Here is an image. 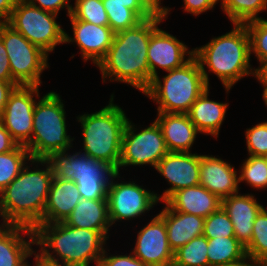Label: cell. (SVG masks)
<instances>
[{"label":"cell","instance_id":"cell-30","mask_svg":"<svg viewBox=\"0 0 267 266\" xmlns=\"http://www.w3.org/2000/svg\"><path fill=\"white\" fill-rule=\"evenodd\" d=\"M243 159L238 170L239 186H247L258 190H267V159L263 156H251Z\"/></svg>","mask_w":267,"mask_h":266},{"label":"cell","instance_id":"cell-51","mask_svg":"<svg viewBox=\"0 0 267 266\" xmlns=\"http://www.w3.org/2000/svg\"><path fill=\"white\" fill-rule=\"evenodd\" d=\"M262 89H263V92L261 95H262V99L264 101V105L267 109V87H263Z\"/></svg>","mask_w":267,"mask_h":266},{"label":"cell","instance_id":"cell-12","mask_svg":"<svg viewBox=\"0 0 267 266\" xmlns=\"http://www.w3.org/2000/svg\"><path fill=\"white\" fill-rule=\"evenodd\" d=\"M38 86H17L10 94L0 119L11 137L26 145L32 136L34 107L40 95Z\"/></svg>","mask_w":267,"mask_h":266},{"label":"cell","instance_id":"cell-20","mask_svg":"<svg viewBox=\"0 0 267 266\" xmlns=\"http://www.w3.org/2000/svg\"><path fill=\"white\" fill-rule=\"evenodd\" d=\"M255 195L239 191L222 199V208L233 224L235 237L245 247L251 241L254 221L264 208Z\"/></svg>","mask_w":267,"mask_h":266},{"label":"cell","instance_id":"cell-21","mask_svg":"<svg viewBox=\"0 0 267 266\" xmlns=\"http://www.w3.org/2000/svg\"><path fill=\"white\" fill-rule=\"evenodd\" d=\"M155 120L162 130L169 152H192L194 142L201 133L187 113L157 112Z\"/></svg>","mask_w":267,"mask_h":266},{"label":"cell","instance_id":"cell-43","mask_svg":"<svg viewBox=\"0 0 267 266\" xmlns=\"http://www.w3.org/2000/svg\"><path fill=\"white\" fill-rule=\"evenodd\" d=\"M0 81L14 82L12 80L7 51L5 49V45L1 37H0Z\"/></svg>","mask_w":267,"mask_h":266},{"label":"cell","instance_id":"cell-4","mask_svg":"<svg viewBox=\"0 0 267 266\" xmlns=\"http://www.w3.org/2000/svg\"><path fill=\"white\" fill-rule=\"evenodd\" d=\"M231 26L229 32L217 37L212 36L210 42L193 48L206 85L210 87L209 75L213 73L220 80L227 97L236 83L245 77L254 76V67L250 63L251 48L247 27L245 24Z\"/></svg>","mask_w":267,"mask_h":266},{"label":"cell","instance_id":"cell-19","mask_svg":"<svg viewBox=\"0 0 267 266\" xmlns=\"http://www.w3.org/2000/svg\"><path fill=\"white\" fill-rule=\"evenodd\" d=\"M74 150L57 152L47 159L56 178L76 181L78 178L111 176L113 173L100 160L94 159L76 148Z\"/></svg>","mask_w":267,"mask_h":266},{"label":"cell","instance_id":"cell-17","mask_svg":"<svg viewBox=\"0 0 267 266\" xmlns=\"http://www.w3.org/2000/svg\"><path fill=\"white\" fill-rule=\"evenodd\" d=\"M200 185L221 200L240 191L238 170L219 155L200 153Z\"/></svg>","mask_w":267,"mask_h":266},{"label":"cell","instance_id":"cell-26","mask_svg":"<svg viewBox=\"0 0 267 266\" xmlns=\"http://www.w3.org/2000/svg\"><path fill=\"white\" fill-rule=\"evenodd\" d=\"M80 200L76 181L54 176L44 210V223L64 222Z\"/></svg>","mask_w":267,"mask_h":266},{"label":"cell","instance_id":"cell-50","mask_svg":"<svg viewBox=\"0 0 267 266\" xmlns=\"http://www.w3.org/2000/svg\"><path fill=\"white\" fill-rule=\"evenodd\" d=\"M33 258H34L32 261L33 263H32V265L30 263V266H63V265H56V264L48 263V262L42 260L36 254H34Z\"/></svg>","mask_w":267,"mask_h":266},{"label":"cell","instance_id":"cell-10","mask_svg":"<svg viewBox=\"0 0 267 266\" xmlns=\"http://www.w3.org/2000/svg\"><path fill=\"white\" fill-rule=\"evenodd\" d=\"M121 176L120 173L113 172L107 184L106 196L111 227H115L117 222L124 223L126 220L127 223L140 219L160 203L156 191L148 190L132 178L126 181Z\"/></svg>","mask_w":267,"mask_h":266},{"label":"cell","instance_id":"cell-48","mask_svg":"<svg viewBox=\"0 0 267 266\" xmlns=\"http://www.w3.org/2000/svg\"><path fill=\"white\" fill-rule=\"evenodd\" d=\"M15 2L16 0H0V23L10 18Z\"/></svg>","mask_w":267,"mask_h":266},{"label":"cell","instance_id":"cell-22","mask_svg":"<svg viewBox=\"0 0 267 266\" xmlns=\"http://www.w3.org/2000/svg\"><path fill=\"white\" fill-rule=\"evenodd\" d=\"M210 88L207 87L203 93L191 105L187 115L201 135L218 138L224 123L229 103L218 102L210 99Z\"/></svg>","mask_w":267,"mask_h":266},{"label":"cell","instance_id":"cell-41","mask_svg":"<svg viewBox=\"0 0 267 266\" xmlns=\"http://www.w3.org/2000/svg\"><path fill=\"white\" fill-rule=\"evenodd\" d=\"M183 12L192 16H199L207 11L214 10L221 0H182Z\"/></svg>","mask_w":267,"mask_h":266},{"label":"cell","instance_id":"cell-23","mask_svg":"<svg viewBox=\"0 0 267 266\" xmlns=\"http://www.w3.org/2000/svg\"><path fill=\"white\" fill-rule=\"evenodd\" d=\"M164 203L174 211L204 219L222 206V200L200 184L174 192Z\"/></svg>","mask_w":267,"mask_h":266},{"label":"cell","instance_id":"cell-40","mask_svg":"<svg viewBox=\"0 0 267 266\" xmlns=\"http://www.w3.org/2000/svg\"><path fill=\"white\" fill-rule=\"evenodd\" d=\"M26 3L59 15L61 10H65L67 18L71 14L73 0H24ZM71 3V4H70Z\"/></svg>","mask_w":267,"mask_h":266},{"label":"cell","instance_id":"cell-27","mask_svg":"<svg viewBox=\"0 0 267 266\" xmlns=\"http://www.w3.org/2000/svg\"><path fill=\"white\" fill-rule=\"evenodd\" d=\"M207 239L209 266L227 265L247 256L245 246H243L236 237Z\"/></svg>","mask_w":267,"mask_h":266},{"label":"cell","instance_id":"cell-6","mask_svg":"<svg viewBox=\"0 0 267 266\" xmlns=\"http://www.w3.org/2000/svg\"><path fill=\"white\" fill-rule=\"evenodd\" d=\"M67 116L65 101L57 91L37 99L31 140L25 145L32 158L48 159L52 154L75 148L76 137L68 133Z\"/></svg>","mask_w":267,"mask_h":266},{"label":"cell","instance_id":"cell-28","mask_svg":"<svg viewBox=\"0 0 267 266\" xmlns=\"http://www.w3.org/2000/svg\"><path fill=\"white\" fill-rule=\"evenodd\" d=\"M220 9L231 24H245L263 18L259 14L266 12L267 0H221Z\"/></svg>","mask_w":267,"mask_h":266},{"label":"cell","instance_id":"cell-49","mask_svg":"<svg viewBox=\"0 0 267 266\" xmlns=\"http://www.w3.org/2000/svg\"><path fill=\"white\" fill-rule=\"evenodd\" d=\"M222 266H265V265L259 261L254 260L250 256H246L237 262L230 263L227 265H222Z\"/></svg>","mask_w":267,"mask_h":266},{"label":"cell","instance_id":"cell-1","mask_svg":"<svg viewBox=\"0 0 267 266\" xmlns=\"http://www.w3.org/2000/svg\"><path fill=\"white\" fill-rule=\"evenodd\" d=\"M165 18L154 15L137 26L114 34L106 56L96 66L102 83H124L144 93L151 84L148 45L152 32Z\"/></svg>","mask_w":267,"mask_h":266},{"label":"cell","instance_id":"cell-47","mask_svg":"<svg viewBox=\"0 0 267 266\" xmlns=\"http://www.w3.org/2000/svg\"><path fill=\"white\" fill-rule=\"evenodd\" d=\"M258 67H254V76L262 87H267V60L261 61Z\"/></svg>","mask_w":267,"mask_h":266},{"label":"cell","instance_id":"cell-34","mask_svg":"<svg viewBox=\"0 0 267 266\" xmlns=\"http://www.w3.org/2000/svg\"><path fill=\"white\" fill-rule=\"evenodd\" d=\"M103 4L108 16L109 27L114 33L133 28L143 21L134 10L125 7L124 4Z\"/></svg>","mask_w":267,"mask_h":266},{"label":"cell","instance_id":"cell-5","mask_svg":"<svg viewBox=\"0 0 267 266\" xmlns=\"http://www.w3.org/2000/svg\"><path fill=\"white\" fill-rule=\"evenodd\" d=\"M114 95H110L108 104L100 110L76 117L82 131L79 151L100 160L113 172L118 169L123 132L129 120L123 106L114 103Z\"/></svg>","mask_w":267,"mask_h":266},{"label":"cell","instance_id":"cell-16","mask_svg":"<svg viewBox=\"0 0 267 266\" xmlns=\"http://www.w3.org/2000/svg\"><path fill=\"white\" fill-rule=\"evenodd\" d=\"M73 36L65 32V44H75L83 62L91 61L96 67L106 56L112 44L114 32L109 26H98L68 16Z\"/></svg>","mask_w":267,"mask_h":266},{"label":"cell","instance_id":"cell-38","mask_svg":"<svg viewBox=\"0 0 267 266\" xmlns=\"http://www.w3.org/2000/svg\"><path fill=\"white\" fill-rule=\"evenodd\" d=\"M110 176H90L76 179L80 197L83 199L105 198Z\"/></svg>","mask_w":267,"mask_h":266},{"label":"cell","instance_id":"cell-35","mask_svg":"<svg viewBox=\"0 0 267 266\" xmlns=\"http://www.w3.org/2000/svg\"><path fill=\"white\" fill-rule=\"evenodd\" d=\"M250 36L251 56L261 62L267 60V19L260 18L245 23Z\"/></svg>","mask_w":267,"mask_h":266},{"label":"cell","instance_id":"cell-32","mask_svg":"<svg viewBox=\"0 0 267 266\" xmlns=\"http://www.w3.org/2000/svg\"><path fill=\"white\" fill-rule=\"evenodd\" d=\"M247 256L267 266V207L257 215L250 243L245 247Z\"/></svg>","mask_w":267,"mask_h":266},{"label":"cell","instance_id":"cell-8","mask_svg":"<svg viewBox=\"0 0 267 266\" xmlns=\"http://www.w3.org/2000/svg\"><path fill=\"white\" fill-rule=\"evenodd\" d=\"M58 16L24 0H16L6 23L49 56L57 45L65 44L66 30L57 21Z\"/></svg>","mask_w":267,"mask_h":266},{"label":"cell","instance_id":"cell-11","mask_svg":"<svg viewBox=\"0 0 267 266\" xmlns=\"http://www.w3.org/2000/svg\"><path fill=\"white\" fill-rule=\"evenodd\" d=\"M135 124L128 120L122 137L121 158L115 172L125 167L151 166L156 168L158 162L169 152L162 130L156 120L146 126Z\"/></svg>","mask_w":267,"mask_h":266},{"label":"cell","instance_id":"cell-29","mask_svg":"<svg viewBox=\"0 0 267 266\" xmlns=\"http://www.w3.org/2000/svg\"><path fill=\"white\" fill-rule=\"evenodd\" d=\"M30 152L24 145L0 154V192L6 188L31 160Z\"/></svg>","mask_w":267,"mask_h":266},{"label":"cell","instance_id":"cell-33","mask_svg":"<svg viewBox=\"0 0 267 266\" xmlns=\"http://www.w3.org/2000/svg\"><path fill=\"white\" fill-rule=\"evenodd\" d=\"M71 15L77 19L98 26H109V20L102 0H73Z\"/></svg>","mask_w":267,"mask_h":266},{"label":"cell","instance_id":"cell-7","mask_svg":"<svg viewBox=\"0 0 267 266\" xmlns=\"http://www.w3.org/2000/svg\"><path fill=\"white\" fill-rule=\"evenodd\" d=\"M207 87L199 62L193 56L182 67L168 71L162 78H153L143 95L158 105L157 112L187 113Z\"/></svg>","mask_w":267,"mask_h":266},{"label":"cell","instance_id":"cell-36","mask_svg":"<svg viewBox=\"0 0 267 266\" xmlns=\"http://www.w3.org/2000/svg\"><path fill=\"white\" fill-rule=\"evenodd\" d=\"M203 236L206 238L235 237L233 224L222 206L205 218Z\"/></svg>","mask_w":267,"mask_h":266},{"label":"cell","instance_id":"cell-3","mask_svg":"<svg viewBox=\"0 0 267 266\" xmlns=\"http://www.w3.org/2000/svg\"><path fill=\"white\" fill-rule=\"evenodd\" d=\"M33 231L35 254L56 265L99 266L109 244L100 231L71 227L64 222L39 224Z\"/></svg>","mask_w":267,"mask_h":266},{"label":"cell","instance_id":"cell-24","mask_svg":"<svg viewBox=\"0 0 267 266\" xmlns=\"http://www.w3.org/2000/svg\"><path fill=\"white\" fill-rule=\"evenodd\" d=\"M158 215L164 220L170 249L175 252L193 238L203 235L205 219L170 209L163 203Z\"/></svg>","mask_w":267,"mask_h":266},{"label":"cell","instance_id":"cell-9","mask_svg":"<svg viewBox=\"0 0 267 266\" xmlns=\"http://www.w3.org/2000/svg\"><path fill=\"white\" fill-rule=\"evenodd\" d=\"M0 37L7 51L12 80L18 86L41 87L42 73L50 67L49 56L6 22L0 23Z\"/></svg>","mask_w":267,"mask_h":266},{"label":"cell","instance_id":"cell-13","mask_svg":"<svg viewBox=\"0 0 267 266\" xmlns=\"http://www.w3.org/2000/svg\"><path fill=\"white\" fill-rule=\"evenodd\" d=\"M199 165L200 154L196 152H168L154 169L170 186L162 194L156 192L160 204L178 190L199 185Z\"/></svg>","mask_w":267,"mask_h":266},{"label":"cell","instance_id":"cell-46","mask_svg":"<svg viewBox=\"0 0 267 266\" xmlns=\"http://www.w3.org/2000/svg\"><path fill=\"white\" fill-rule=\"evenodd\" d=\"M17 86L15 82L0 81V115L6 106L10 94Z\"/></svg>","mask_w":267,"mask_h":266},{"label":"cell","instance_id":"cell-39","mask_svg":"<svg viewBox=\"0 0 267 266\" xmlns=\"http://www.w3.org/2000/svg\"><path fill=\"white\" fill-rule=\"evenodd\" d=\"M109 245L106 246L99 266H149L135 257L133 253L111 254Z\"/></svg>","mask_w":267,"mask_h":266},{"label":"cell","instance_id":"cell-42","mask_svg":"<svg viewBox=\"0 0 267 266\" xmlns=\"http://www.w3.org/2000/svg\"><path fill=\"white\" fill-rule=\"evenodd\" d=\"M103 3L124 4L125 7L134 10L143 20L148 19L154 14L142 3L141 0H102Z\"/></svg>","mask_w":267,"mask_h":266},{"label":"cell","instance_id":"cell-44","mask_svg":"<svg viewBox=\"0 0 267 266\" xmlns=\"http://www.w3.org/2000/svg\"><path fill=\"white\" fill-rule=\"evenodd\" d=\"M19 144L11 137L0 119V154L14 150Z\"/></svg>","mask_w":267,"mask_h":266},{"label":"cell","instance_id":"cell-31","mask_svg":"<svg viewBox=\"0 0 267 266\" xmlns=\"http://www.w3.org/2000/svg\"><path fill=\"white\" fill-rule=\"evenodd\" d=\"M208 239L199 236L174 252L172 266H209L207 249Z\"/></svg>","mask_w":267,"mask_h":266},{"label":"cell","instance_id":"cell-37","mask_svg":"<svg viewBox=\"0 0 267 266\" xmlns=\"http://www.w3.org/2000/svg\"><path fill=\"white\" fill-rule=\"evenodd\" d=\"M244 136L247 155L267 156V120L246 128Z\"/></svg>","mask_w":267,"mask_h":266},{"label":"cell","instance_id":"cell-2","mask_svg":"<svg viewBox=\"0 0 267 266\" xmlns=\"http://www.w3.org/2000/svg\"><path fill=\"white\" fill-rule=\"evenodd\" d=\"M53 177L47 159L31 158L19 175L0 192V224L20 225L33 230L44 224V210Z\"/></svg>","mask_w":267,"mask_h":266},{"label":"cell","instance_id":"cell-18","mask_svg":"<svg viewBox=\"0 0 267 266\" xmlns=\"http://www.w3.org/2000/svg\"><path fill=\"white\" fill-rule=\"evenodd\" d=\"M35 254L33 229L0 224V266H30Z\"/></svg>","mask_w":267,"mask_h":266},{"label":"cell","instance_id":"cell-25","mask_svg":"<svg viewBox=\"0 0 267 266\" xmlns=\"http://www.w3.org/2000/svg\"><path fill=\"white\" fill-rule=\"evenodd\" d=\"M64 223L71 227L100 231L109 239L112 227L107 196L98 199L81 198Z\"/></svg>","mask_w":267,"mask_h":266},{"label":"cell","instance_id":"cell-45","mask_svg":"<svg viewBox=\"0 0 267 266\" xmlns=\"http://www.w3.org/2000/svg\"><path fill=\"white\" fill-rule=\"evenodd\" d=\"M142 3L154 14V15H160L165 18V20L168 19V16L170 15L173 7L170 8L169 6H163L162 0H141Z\"/></svg>","mask_w":267,"mask_h":266},{"label":"cell","instance_id":"cell-14","mask_svg":"<svg viewBox=\"0 0 267 266\" xmlns=\"http://www.w3.org/2000/svg\"><path fill=\"white\" fill-rule=\"evenodd\" d=\"M194 56V49L173 34L161 28V24L152 32L148 45V63L152 79L159 76L162 69L165 73L182 67ZM159 72V73H158Z\"/></svg>","mask_w":267,"mask_h":266},{"label":"cell","instance_id":"cell-15","mask_svg":"<svg viewBox=\"0 0 267 266\" xmlns=\"http://www.w3.org/2000/svg\"><path fill=\"white\" fill-rule=\"evenodd\" d=\"M150 221L138 228L131 252L149 266H172L174 252L170 249L164 220L151 215Z\"/></svg>","mask_w":267,"mask_h":266}]
</instances>
